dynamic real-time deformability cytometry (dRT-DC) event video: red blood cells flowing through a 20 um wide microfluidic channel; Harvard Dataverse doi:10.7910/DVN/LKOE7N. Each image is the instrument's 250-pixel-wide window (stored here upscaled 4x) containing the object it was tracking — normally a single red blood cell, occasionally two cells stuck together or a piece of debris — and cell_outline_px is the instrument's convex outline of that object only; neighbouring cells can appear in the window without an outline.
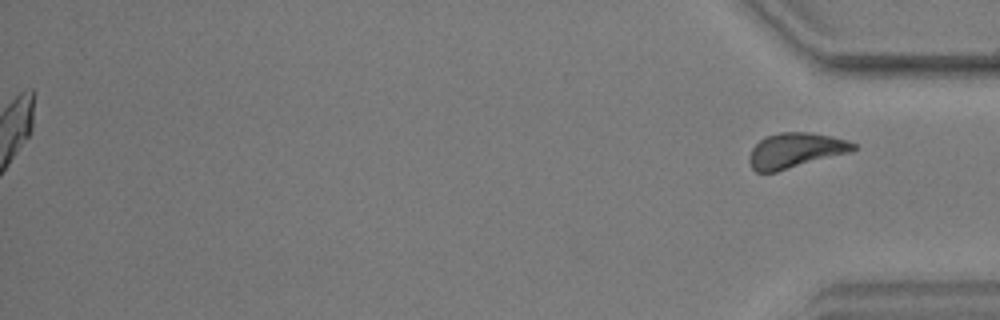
{"species": "common noctule bat (a hibernating species)", "species_latin": "Nyctalus noctula", "temperature_condition": "warm", "stored_images_in_passage": 36, "segment_of_instrument_passage": [2, 2], "camera_frame_rate_fps": 3000, "um_per_image_px": 0.085, "animal": {"sex": "male", "body_mass_g": 17.9, "forearm_length_mm": 54.2}, "frame": {"image": 1, "passage_image": 36, "time_ms": 11.667, "image_size_px": [1000, 320], "cell_outline_px": [[856, 148], [852, 152], [776, 172], [756, 172], [752, 168], [748, 160], [748, 156], [752, 148], [764, 136], [780, 132], [808, 132], [832, 136], [848, 140], [856, 144]], "centroid_in_image_um": [67.61, 12.78], "position_along_channel_um": 367.6, "area_um2": 21.5}}